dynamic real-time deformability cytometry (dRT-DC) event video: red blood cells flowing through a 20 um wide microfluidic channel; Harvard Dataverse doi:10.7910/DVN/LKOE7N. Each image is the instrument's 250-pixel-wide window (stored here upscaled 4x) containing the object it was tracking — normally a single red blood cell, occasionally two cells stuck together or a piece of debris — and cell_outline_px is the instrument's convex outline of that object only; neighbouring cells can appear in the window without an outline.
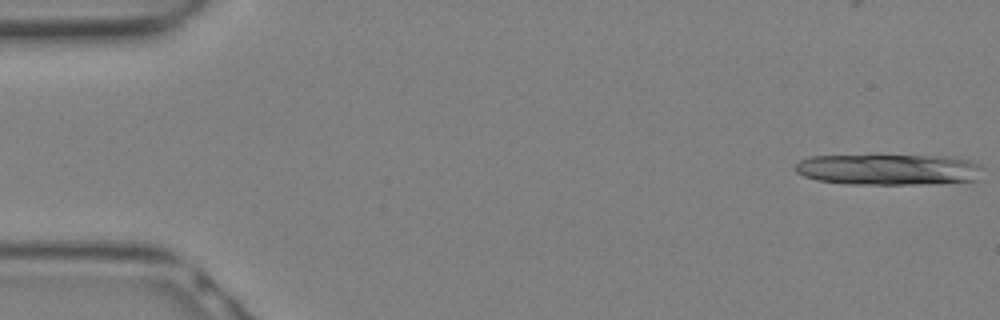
{"species": "Egyptian fruit bat (a non-hibernating species)", "species_latin": "Rousettus aegyptiacus", "temperature_condition": "warm", "stored_images_in_passage": 8, "camera_frame_rate_fps": 3000, "um_per_image_px": 0.085, "animal": {"sex": "female"}, "frame": {"image": 1, "passage_image": 1, "time_ms": 0.0, "image_size_px": [1000, 320], "cell_outline_px": [[980, 168], [976, 180], [916, 184], [848, 184], [816, 180], [804, 176], [796, 172], [796, 164], [800, 160], [808, 156], [952, 156], [968, 160], [980, 164]], "centroid_in_image_um": [75.48, 14.4], "position_along_channel_um": 9.5, "area_um2": 33.47}}